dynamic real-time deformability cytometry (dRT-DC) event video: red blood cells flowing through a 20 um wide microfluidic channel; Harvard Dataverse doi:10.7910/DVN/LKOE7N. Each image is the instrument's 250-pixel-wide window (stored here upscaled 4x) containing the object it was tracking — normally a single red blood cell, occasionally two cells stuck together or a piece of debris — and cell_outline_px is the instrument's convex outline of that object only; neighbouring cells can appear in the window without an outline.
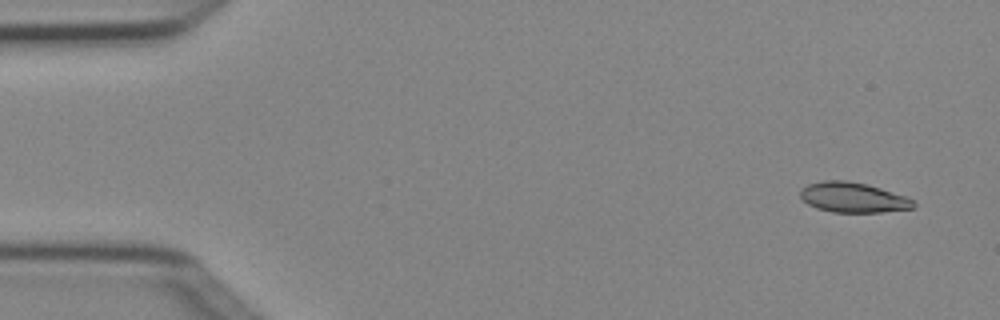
{"species": "Egyptian fruit bat (a non-hibernating species)", "species_latin": "Rousettus aegyptiacus", "temperature_condition": "cold", "stored_images_in_passage": 4, "camera_frame_rate_fps": 3000, "um_per_image_px": 0.085, "animal": {"sex": "female"}, "frame": {"image": 1, "passage_image": 1, "time_ms": 0.0, "image_size_px": [1000, 320], "cell_outline_px": [[916, 204], [912, 208], [880, 212], [832, 212], [816, 208], [808, 204], [800, 196], [800, 188], [808, 184], [824, 180], [844, 180], [868, 184], [908, 196]], "centroid_in_image_um": [72.5, 16.77], "position_along_channel_um": 12.5, "area_um2": 19.94}}
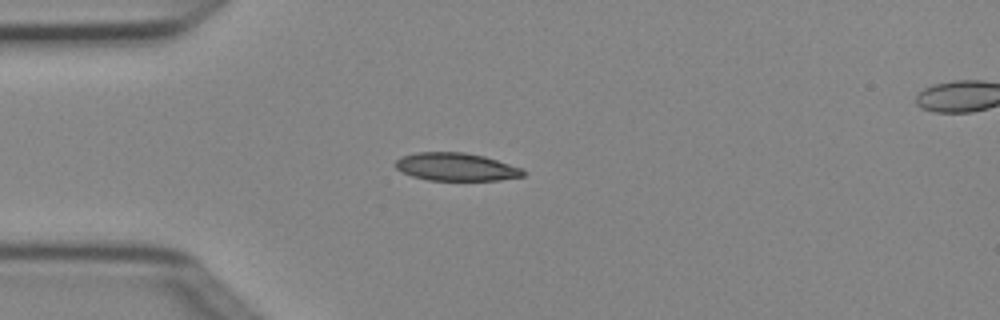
{"frame": {"image": 2, "passage_image": 3, "time_ms": 0.667, "image_size_px": [1000, 320], "cell_outline_px": [[528, 172], [524, 176], [500, 180], [428, 180], [412, 176], [396, 168], [392, 164], [400, 156], [416, 152], [464, 152], [484, 156], [524, 168]], "centroid_in_image_um": [38.79, 14.18], "position_along_channel_um": 46.2, "area_um2": 21.04}}